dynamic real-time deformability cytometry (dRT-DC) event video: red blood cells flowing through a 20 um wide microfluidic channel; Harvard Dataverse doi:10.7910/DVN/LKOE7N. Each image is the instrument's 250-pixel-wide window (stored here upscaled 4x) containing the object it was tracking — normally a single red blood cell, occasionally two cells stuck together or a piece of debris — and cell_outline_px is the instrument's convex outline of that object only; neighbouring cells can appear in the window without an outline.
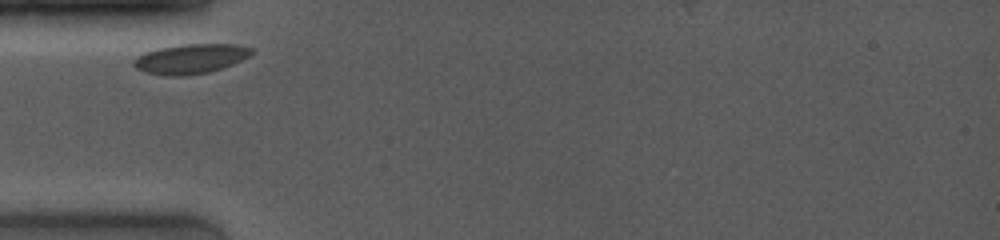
{"species": "common noctule bat (a hibernating species)", "species_latin": "Nyctalus noctula", "temperature_condition": "room temperature", "stored_images_in_passage": 18, "camera_frame_rate_fps": 4000, "um_per_image_px": 0.085, "animal": {"sex": "female", "body_mass_g": 19.0, "forearm_length_mm": 53.3}, "frame": {"image": 1, "passage_image": 1, "time_ms": 0.0, "image_size_px": [1000, 240], "cell_outline_px": [[256, 52], [232, 64], [208, 72], [184, 76], [168, 76], [144, 72], [136, 68], [132, 64], [132, 60], [136, 56], [144, 52], [160, 48], [180, 44], [232, 44], [252, 48]], "centroid_in_image_um": [16.15, 5.0], "position_along_channel_um": 68.9, "area_um2": 20.4}}